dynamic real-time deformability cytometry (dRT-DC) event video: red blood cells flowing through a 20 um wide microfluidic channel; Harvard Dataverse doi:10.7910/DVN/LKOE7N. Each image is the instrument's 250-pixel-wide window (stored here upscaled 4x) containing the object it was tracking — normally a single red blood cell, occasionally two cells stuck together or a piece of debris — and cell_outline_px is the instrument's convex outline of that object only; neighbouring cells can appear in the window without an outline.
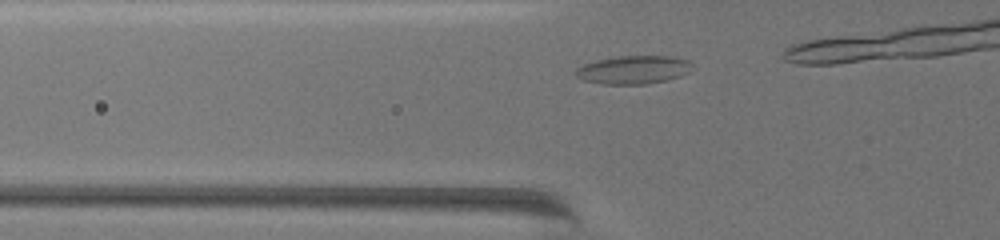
{"species": "common noctule bat (a hibernating species)", "species_latin": "Nyctalus noctula", "temperature_condition": "warm", "stored_images_in_passage": 10, "camera_frame_rate_fps": 3000, "um_per_image_px": 0.085, "animal": {"sex": "female", "body_mass_g": 19.5, "forearm_length_mm": 54.1}, "frame": {"image": 1, "passage_image": 4, "time_ms": 1.0, "image_size_px": [1000, 240], "cell_outline_px": [[692, 64], [688, 72], [680, 76], [668, 80], [648, 84], [604, 84], [584, 80], [576, 76], [576, 68], [584, 64], [596, 60], [616, 56], [672, 56], [688, 60]], "centroid_in_image_um": [53.85, 5.93], "position_along_channel_um": 72.0, "area_um2": 19.19}}
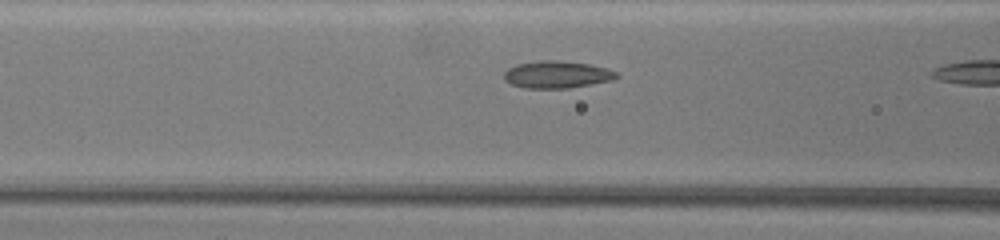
{"frame": {"image": 2, "passage_image": 9, "time_ms": 2.667, "image_size_px": [1000, 240], "cell_outline_px": [[620, 76], [612, 80], [568, 88], [524, 88], [512, 84], [504, 80], [504, 72], [508, 68], [516, 64], [540, 60], [556, 60], [588, 64], [608, 68], [616, 72]], "centroid_in_image_um": [47.32, 6.33], "position_along_channel_um": 119.3, "area_um2": 17.8}}